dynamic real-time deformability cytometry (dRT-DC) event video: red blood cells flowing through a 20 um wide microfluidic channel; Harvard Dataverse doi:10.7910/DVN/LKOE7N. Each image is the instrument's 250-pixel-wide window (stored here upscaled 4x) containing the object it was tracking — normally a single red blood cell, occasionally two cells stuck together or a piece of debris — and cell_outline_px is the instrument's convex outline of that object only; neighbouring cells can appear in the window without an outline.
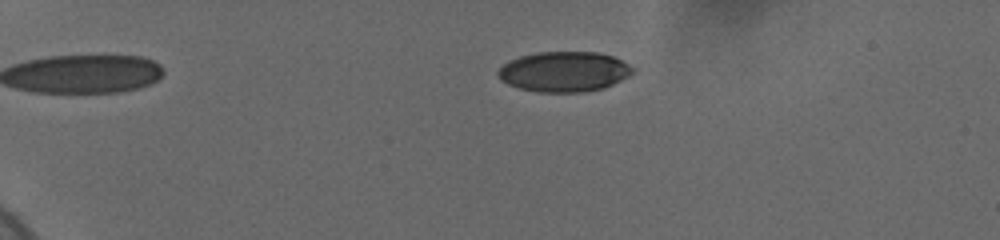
{"species": "human", "species_latin": "Homo sapiens", "temperature_condition": "cold", "stored_images_in_passage": 10, "camera_frame_rate_fps": 3000, "um_per_image_px": 0.085, "donor": {"sex": "female"}, "frame": {"image": 1, "passage_image": 2, "time_ms": 0.667, "image_size_px": [1000, 240], "cell_outline_px": [[636, 72], [604, 88], [580, 92], [540, 92], [520, 88], [508, 84], [500, 80], [496, 76], [496, 72], [508, 60], [520, 56], [536, 52], [600, 52], [612, 56], [636, 68]], "centroid_in_image_um": [47.94, 6.08], "position_along_channel_um": 37.1, "area_um2": 31.67}}
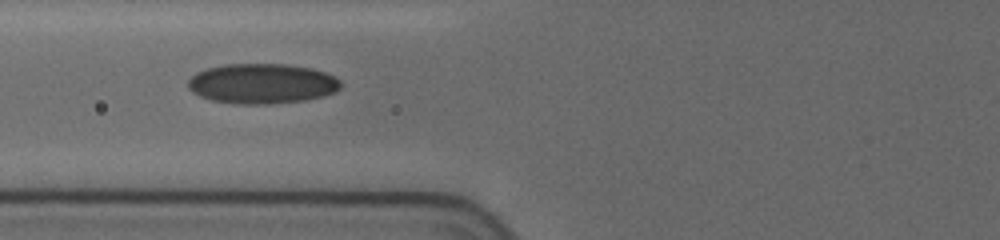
{"frame": {"image": 2, "passage_image": 7, "time_ms": 4.667, "image_size_px": [1000, 240], "cell_outline_px": [[344, 84], [336, 92], [324, 96], [304, 100], [268, 104], [240, 104], [212, 100], [200, 96], [192, 92], [188, 88], [188, 80], [196, 72], [208, 68], [224, 64], [288, 64], [312, 68], [324, 72], [340, 80]], "centroid_in_image_um": [22.29, 7.1], "position_along_channel_um": 103.5, "area_um2": 35.78}}
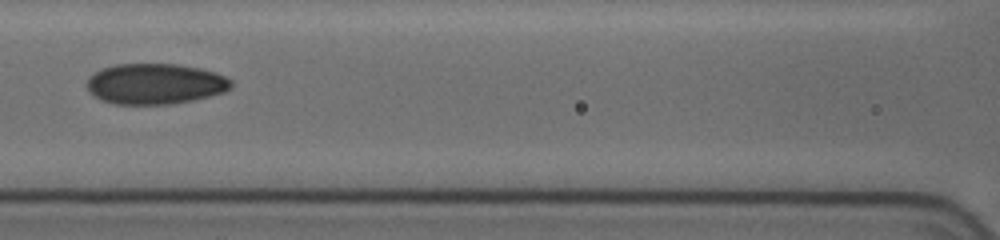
{"frame": {"image": 3, "passage_image": 9, "time_ms": 6.0, "image_size_px": [1000, 240], "cell_outline_px": [[232, 88], [224, 92], [192, 100], [168, 104], [112, 104], [100, 100], [92, 96], [88, 92], [84, 84], [88, 76], [100, 68], [116, 64], [176, 64], [200, 68], [216, 72], [232, 80]], "centroid_in_image_um": [13.12, 7.12], "position_along_channel_um": 153.5, "area_um2": 34.68}}